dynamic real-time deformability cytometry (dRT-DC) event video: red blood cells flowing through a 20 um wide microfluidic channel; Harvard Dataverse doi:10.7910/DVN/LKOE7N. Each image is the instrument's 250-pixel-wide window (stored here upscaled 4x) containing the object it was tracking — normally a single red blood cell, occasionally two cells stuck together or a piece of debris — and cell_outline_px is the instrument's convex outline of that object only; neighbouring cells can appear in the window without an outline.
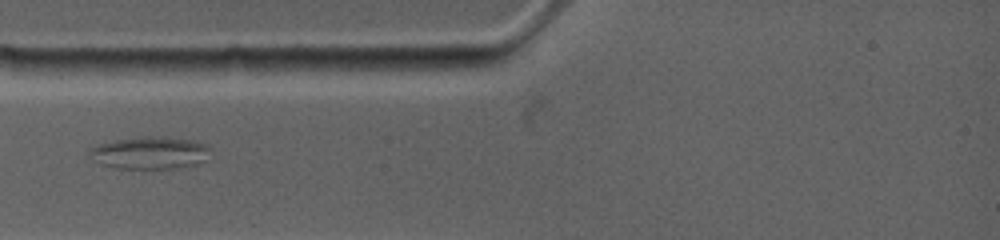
{"species": "common noctule bat (a hibernating species)", "species_latin": "Nyctalus noctula", "temperature_condition": "warm", "stored_images_in_passage": 4, "camera_frame_rate_fps": 4500, "um_per_image_px": 0.085, "animal": {"sex": "female", "body_mass_g": 19.0, "forearm_length_mm": 53.3}, "frame": {"image": 1, "passage_image": 2, "time_ms": 0.889, "image_size_px": [1000, 240], "cell_outline_px": [[208, 148], [204, 160], [196, 164], [168, 168], [116, 168], [100, 164], [88, 152], [96, 144], [116, 140], [144, 136], [160, 136], [192, 140], [208, 144]], "centroid_in_image_um": [12.71, 12.97], "position_along_channel_um": 72.3, "area_um2": 22.37}}
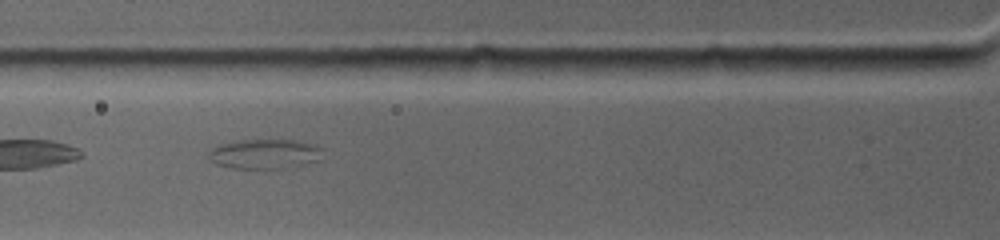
{"frame": {"image": 2, "passage_image": 3, "time_ms": 1.778, "image_size_px": [1000, 240], "cell_outline_px": [[320, 160], [284, 168], [232, 168], [216, 164], [208, 156], [208, 152], [216, 144], [236, 140], [300, 140], [316, 144], [320, 148]], "centroid_in_image_um": [22.46, 13.06], "position_along_channel_um": 103.3, "area_um2": 19.77}}
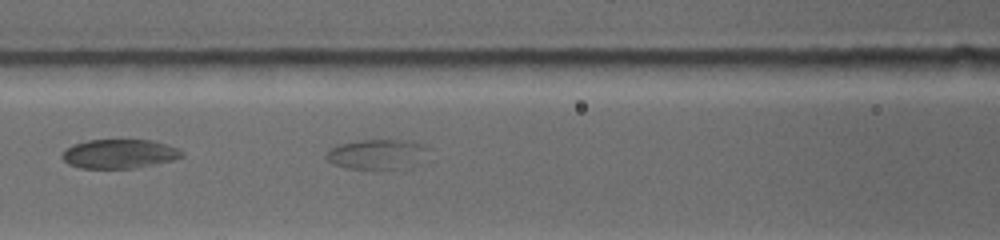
{"frame": {"image": 3, "passage_image": 4, "time_ms": 2.667, "image_size_px": [1000, 240], "cell_outline_px": [[428, 152], [396, 168], [348, 168], [332, 164], [324, 156], [328, 148], [340, 144], [360, 140], [404, 140], [420, 144], [428, 148]], "centroid_in_image_um": [31.85, 13.07], "position_along_channel_um": 134.8, "area_um2": 16.76}}